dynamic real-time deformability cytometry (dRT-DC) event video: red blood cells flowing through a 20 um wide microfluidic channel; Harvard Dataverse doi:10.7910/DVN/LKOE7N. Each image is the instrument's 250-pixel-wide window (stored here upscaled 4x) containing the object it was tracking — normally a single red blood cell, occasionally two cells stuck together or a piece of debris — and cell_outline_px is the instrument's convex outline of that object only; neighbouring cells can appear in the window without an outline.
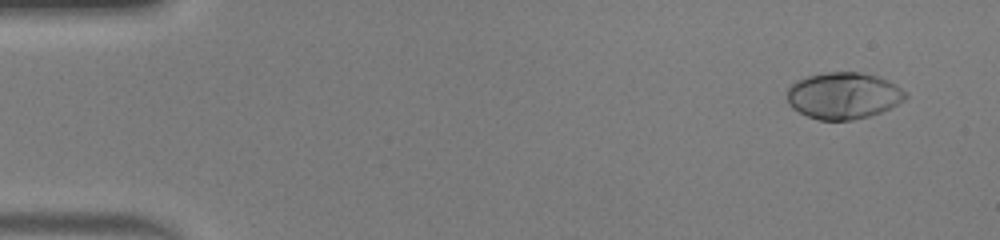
{"species": "human", "species_latin": "Homo sapiens", "temperature_condition": "warm", "stored_images_in_passage": 48, "camera_frame_rate_fps": 3000, "um_per_image_px": 0.085, "donor": {"sex": "male"}, "frame": {"image": 1, "passage_image": 1, "time_ms": 0.0, "image_size_px": [1000, 240], "cell_outline_px": [[908, 96], [904, 100], [880, 112], [868, 116], [852, 120], [820, 120], [808, 116], [792, 108], [788, 104], [788, 88], [796, 80], [808, 76], [828, 72], [860, 72], [876, 76], [888, 80], [896, 84], [908, 92]], "centroid_in_image_um": [71.71, 8.12], "position_along_channel_um": 13.3, "area_um2": 32.08}}
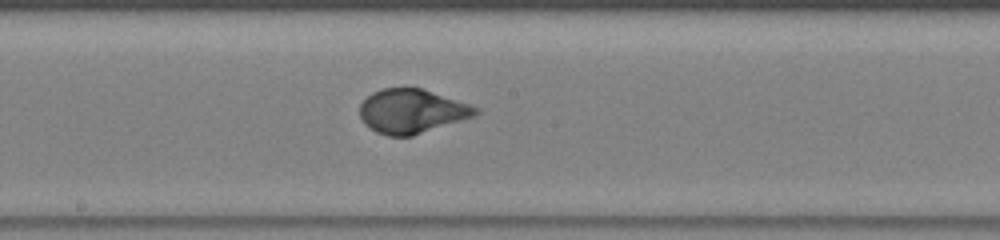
{"frame": {"image": 2, "passage_image": 25, "time_ms": 8.0, "image_size_px": [1000, 240], "cell_outline_px": [[480, 112], [476, 116], [412, 136], [388, 136], [376, 132], [364, 124], [360, 116], [360, 104], [372, 92], [384, 88], [420, 88], [480, 108]], "centroid_in_image_um": [35.0, 9.47], "position_along_channel_um": 213.2, "area_um2": 29.65}}
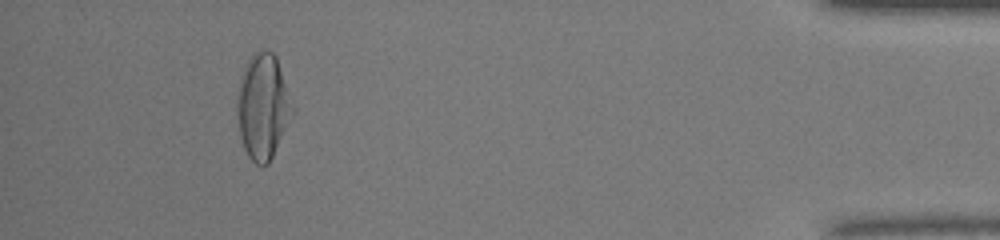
{"frame": {"image": 3, "passage_image": 44, "time_ms": 14.333, "image_size_px": [1000, 240], "cell_outline_px": [[296, 112], [268, 164], [256, 164], [248, 156], [244, 148], [240, 136], [236, 112], [236, 100], [240, 80], [244, 68], [248, 60], [256, 52], [264, 48], [272, 52], [276, 56], [296, 108]], "centroid_in_image_um": [22.38, 9.05], "position_along_channel_um": 412.8, "area_um2": 34.45}, "authors_computed_cell_mechanics": {"area_um2": 31.0675, "velocity_mm_per_s": 4.129, "shape_relaxation_time_tau1_ms": 3.4988, "shape_relaxation_time_tau2_ms": null, "deformation_change_tau1": 0.2187, "deformation_change_tau2": null}}